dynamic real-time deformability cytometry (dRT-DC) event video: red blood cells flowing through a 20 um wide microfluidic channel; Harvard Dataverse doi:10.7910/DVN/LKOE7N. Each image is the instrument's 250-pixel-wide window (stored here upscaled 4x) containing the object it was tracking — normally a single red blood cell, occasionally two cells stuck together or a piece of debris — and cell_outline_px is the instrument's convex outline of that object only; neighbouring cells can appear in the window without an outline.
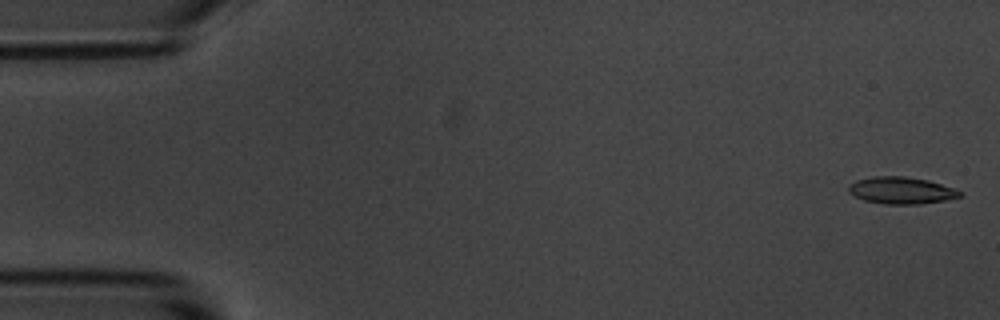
{"species": "common noctule bat (a hibernating species)", "species_latin": "Nyctalus noctula", "temperature_condition": "room temperature", "stored_images_in_passage": 53, "camera_frame_rate_fps": 3000, "um_per_image_px": 0.085, "animal": {"sex": "male", "body_mass_g": 20.1, "forearm_length_mm": 53.5}, "frame": {"image": 1, "passage_image": 1, "time_ms": 0.0, "image_size_px": [1000, 320], "cell_outline_px": [[964, 196], [944, 200], [920, 204], [884, 204], [864, 200], [848, 192], [848, 184], [856, 180], [872, 176], [904, 176], [928, 180], [964, 192]], "centroid_in_image_um": [76.6, 16.18], "position_along_channel_um": 8.4, "area_um2": 17.51}}
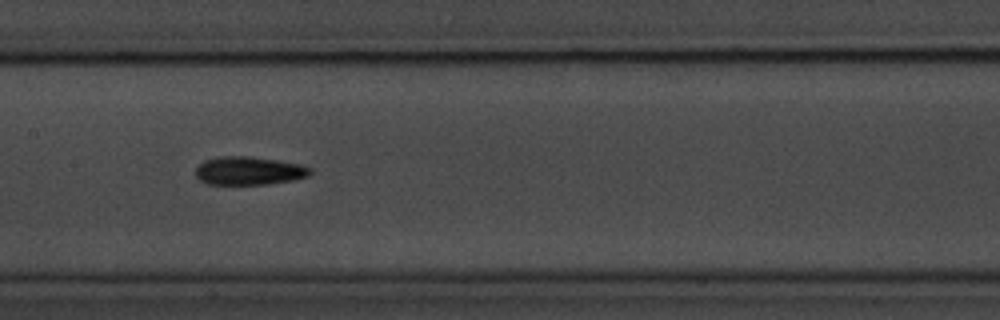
{"frame": {"image": 2, "passage_image": 26, "time_ms": 8.333, "image_size_px": [1000, 320], "cell_outline_px": [[312, 172], [308, 176], [296, 180], [268, 184], [204, 184], [196, 176], [196, 168], [204, 160], [220, 156], [248, 156], [276, 160], [300, 164], [312, 168]], "centroid_in_image_um": [21.17, 14.52], "position_along_channel_um": 186.2, "area_um2": 19.02}}
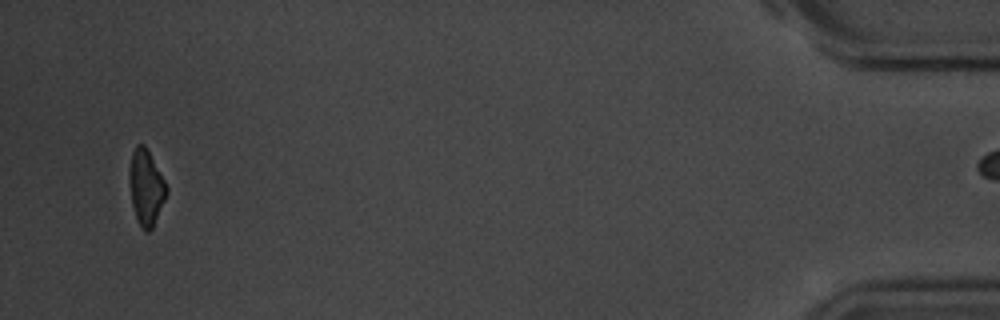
{"frame": {"image": 3, "passage_image": 52, "time_ms": 17.0, "image_size_px": [1000, 320], "cell_outline_px": [[168, 192], [152, 228], [148, 232], [144, 232], [140, 228], [132, 204], [132, 152], [136, 144], [144, 144], [164, 180], [168, 188]], "centroid_in_image_um": [12.46, 15.99], "position_along_channel_um": 422.7, "area_um2": 15.43}}